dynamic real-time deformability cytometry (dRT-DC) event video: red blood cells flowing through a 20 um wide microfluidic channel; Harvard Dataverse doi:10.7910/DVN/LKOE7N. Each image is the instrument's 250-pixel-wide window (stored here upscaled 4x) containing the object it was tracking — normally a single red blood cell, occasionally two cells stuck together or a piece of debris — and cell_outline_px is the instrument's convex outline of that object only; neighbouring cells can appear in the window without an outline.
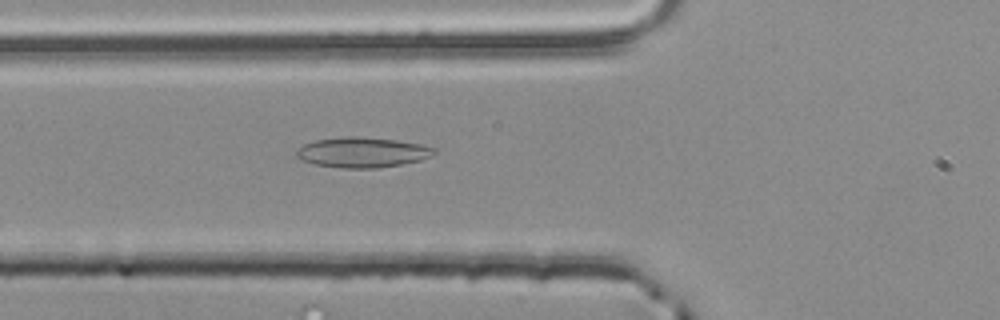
{"species": "common noctule bat (a hibernating species)", "species_latin": "Nyctalus noctula", "temperature_condition": "room temperature", "stored_images_in_passage": 3, "camera_frame_rate_fps": 3000, "um_per_image_px": 0.085, "animal": {"sex": "male", "body_mass_g": 20.4}, "frame": {"image": 1, "passage_image": 3, "time_ms": 0.667, "image_size_px": [1000, 320], "cell_outline_px": [[436, 152], [432, 156], [420, 160], [400, 164], [376, 168], [344, 168], [316, 164], [304, 160], [296, 156], [296, 148], [304, 144], [316, 140], [396, 140], [420, 144], [436, 148]], "centroid_in_image_um": [30.85, 13.01], "position_along_channel_um": 95.0, "area_um2": 22.77}}